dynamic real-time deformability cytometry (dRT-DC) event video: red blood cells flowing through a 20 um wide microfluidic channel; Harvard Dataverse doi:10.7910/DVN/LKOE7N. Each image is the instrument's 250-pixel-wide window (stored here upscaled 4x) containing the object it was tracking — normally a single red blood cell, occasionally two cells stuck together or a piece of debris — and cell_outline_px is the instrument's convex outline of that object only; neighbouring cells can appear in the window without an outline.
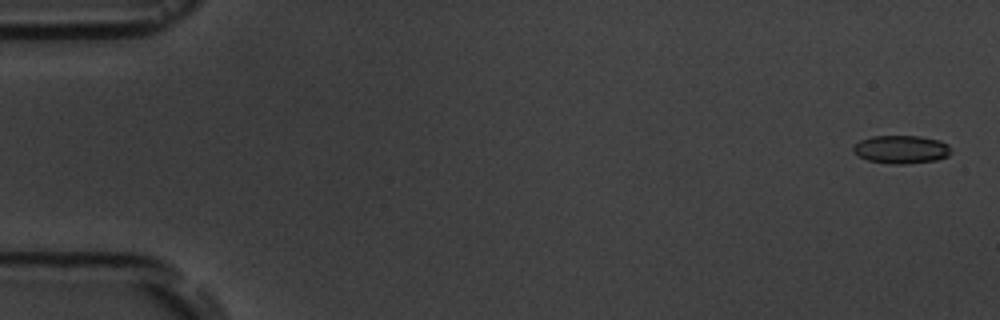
{"species": "common noctule bat (a hibernating species)", "species_latin": "Nyctalus noctula", "temperature_condition": "room temperature", "stored_images_in_passage": 14, "camera_frame_rate_fps": 3000, "um_per_image_px": 0.085, "animal": {"sex": "male", "body_mass_g": 19.5, "forearm_length_mm": 54.6}, "frame": {"image": 1, "passage_image": 1, "time_ms": 0.0, "image_size_px": [1000, 320], "cell_outline_px": [[952, 152], [948, 156], [936, 160], [908, 164], [892, 164], [868, 160], [852, 152], [852, 148], [860, 140], [872, 136], [920, 136], [940, 140], [948, 144]], "centroid_in_image_um": [76.63, 12.7], "position_along_channel_um": 8.4, "area_um2": 16.13}}
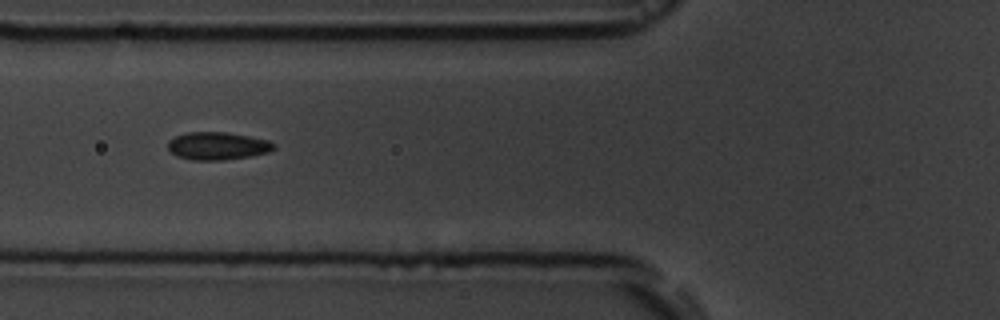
{"frame": {"image": 2, "passage_image": 6, "time_ms": 6.667, "image_size_px": [1000, 320], "cell_outline_px": [[276, 148], [268, 152], [252, 156], [224, 160], [192, 160], [176, 156], [168, 148], [168, 140], [176, 136], [188, 132], [228, 132], [268, 140], [276, 144]], "centroid_in_image_um": [18.51, 12.41], "position_along_channel_um": 107.3, "area_um2": 17.22}}
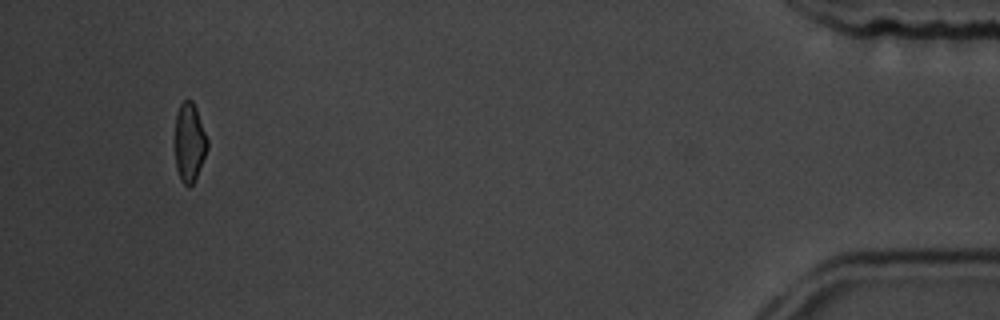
{"frame": {"image": 3, "passage_image": 14, "time_ms": 17.333, "image_size_px": [1000, 320], "cell_outline_px": [[208, 148], [196, 180], [188, 188], [180, 180], [176, 168], [176, 112], [180, 104], [184, 100], [192, 100], [196, 108], [208, 140]], "centroid_in_image_um": [16.12, 12.14], "position_along_channel_um": 419.1, "area_um2": 14.91}, "authors_computed_cell_mechanics": {"area_um2": 16.4152, "velocity_mm_per_s": 3.6321, "shape_relaxation_time_tau1_ms": 5.4762, "shape_relaxation_time_tau2_ms": 1.7453, "deformation_change_tau1": 0.1051, "deformation_change_tau2": 0.0461}}